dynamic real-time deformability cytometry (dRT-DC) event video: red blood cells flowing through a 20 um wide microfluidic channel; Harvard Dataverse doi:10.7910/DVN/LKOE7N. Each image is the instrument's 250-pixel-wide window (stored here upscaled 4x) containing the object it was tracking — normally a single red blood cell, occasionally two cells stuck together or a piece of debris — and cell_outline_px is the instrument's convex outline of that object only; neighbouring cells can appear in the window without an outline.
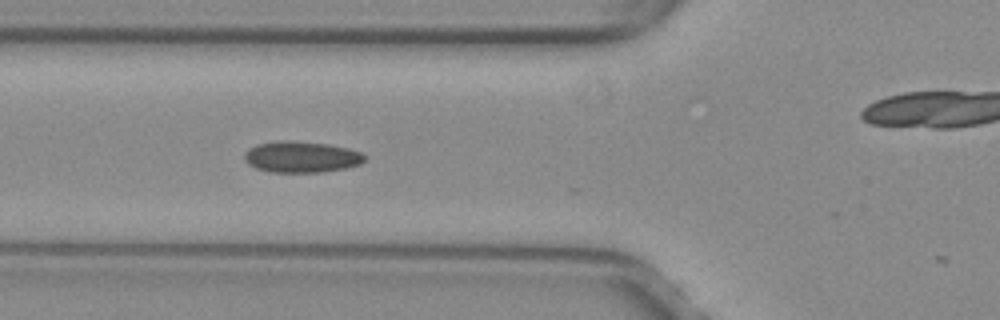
{"species": "common noctule bat (a hibernating species)", "species_latin": "Nyctalus noctula", "temperature_condition": "warm", "stored_images_in_passage": 20, "camera_frame_rate_fps": 3000, "um_per_image_px": 0.085, "animal": {"sex": "female", "body_mass_g": 29.2, "forearm_length_mm": 56.3}, "frame": {"image": 1, "passage_image": 19, "time_ms": 6.0, "image_size_px": [1000, 320], "cell_outline_px": [[368, 156], [360, 164], [348, 168], [320, 172], [268, 172], [256, 168], [248, 164], [244, 160], [244, 152], [248, 148], [256, 144], [284, 140], [328, 144], [348, 148], [360, 152]], "centroid_in_image_um": [25.61, 13.34], "position_along_channel_um": 100.2, "area_um2": 22.02}}